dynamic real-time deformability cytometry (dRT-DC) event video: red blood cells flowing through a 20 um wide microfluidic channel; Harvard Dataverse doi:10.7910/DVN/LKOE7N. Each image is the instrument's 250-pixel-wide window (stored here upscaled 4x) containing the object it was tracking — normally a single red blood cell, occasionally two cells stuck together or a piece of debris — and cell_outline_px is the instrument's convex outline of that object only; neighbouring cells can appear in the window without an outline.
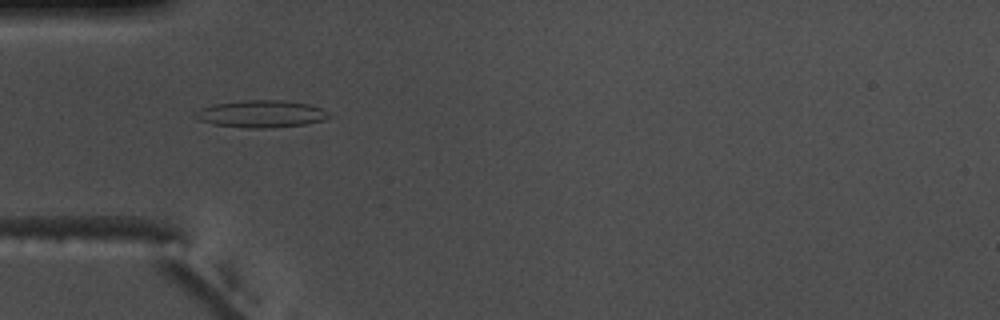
{"species": "common noctule bat (a hibernating species)", "species_latin": "Nyctalus noctula", "temperature_condition": "warm", "stored_images_in_passage": 42, "camera_frame_rate_fps": 3000, "um_per_image_px": 0.085, "animal": {"sex": "male", "body_mass_g": 17.5, "forearm_length_mm": 52.3}, "frame": {"image": 1, "passage_image": 4, "time_ms": 1.0, "image_size_px": [1000, 320], "cell_outline_px": [[336, 116], [324, 120], [304, 124], [268, 128], [244, 128], [212, 124], [200, 120], [192, 116], [192, 112], [200, 108], [216, 104], [244, 100], [280, 100], [308, 104], [320, 108]], "centroid_in_image_um": [22.19, 9.69], "position_along_channel_um": 62.8, "area_um2": 21.33}}
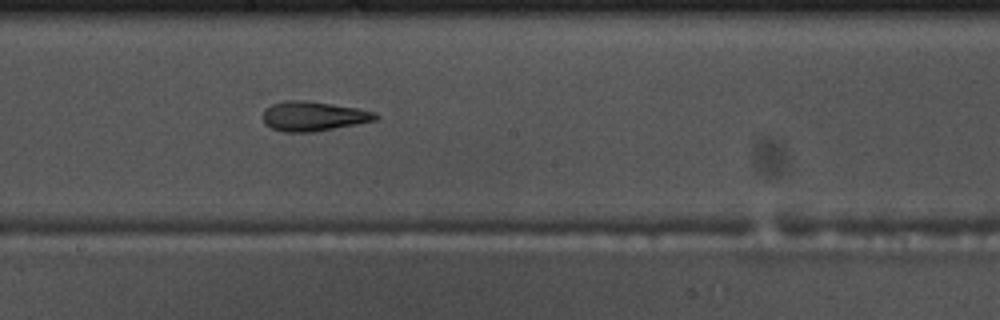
{"frame": {"image": 2, "passage_image": 17, "time_ms": 5.333, "image_size_px": [1000, 320], "cell_outline_px": [[380, 116], [376, 120], [356, 124], [312, 132], [284, 132], [272, 128], [264, 124], [260, 116], [264, 108], [272, 104], [284, 100], [304, 100], [332, 104], [356, 108], [376, 112]], "centroid_in_image_um": [26.57, 9.87], "position_along_channel_um": 221.6, "area_um2": 19.59}}
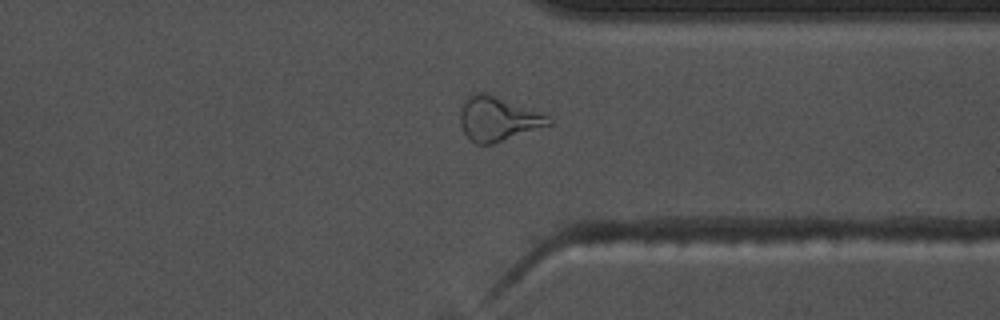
{"frame": {"image": 3, "passage_image": 29, "time_ms": 9.333, "image_size_px": [1000, 320], "cell_outline_px": [[552, 124], [492, 144], [476, 144], [468, 140], [460, 124], [460, 108], [464, 100], [468, 96], [476, 92], [480, 92], [552, 116]], "centroid_in_image_um": [42.29, 10.13], "position_along_channel_um": 369.1, "area_um2": 22.54}, "authors_computed_cell_mechanics": {"area_um2": 19.941, "velocity_mm_per_s": 3.7032, "shape_relaxation_time_tau1_ms": null, "shape_relaxation_time_tau2_ms": 3.4841, "deformation_change_tau1": null, "deformation_change_tau2": 0.1333}}